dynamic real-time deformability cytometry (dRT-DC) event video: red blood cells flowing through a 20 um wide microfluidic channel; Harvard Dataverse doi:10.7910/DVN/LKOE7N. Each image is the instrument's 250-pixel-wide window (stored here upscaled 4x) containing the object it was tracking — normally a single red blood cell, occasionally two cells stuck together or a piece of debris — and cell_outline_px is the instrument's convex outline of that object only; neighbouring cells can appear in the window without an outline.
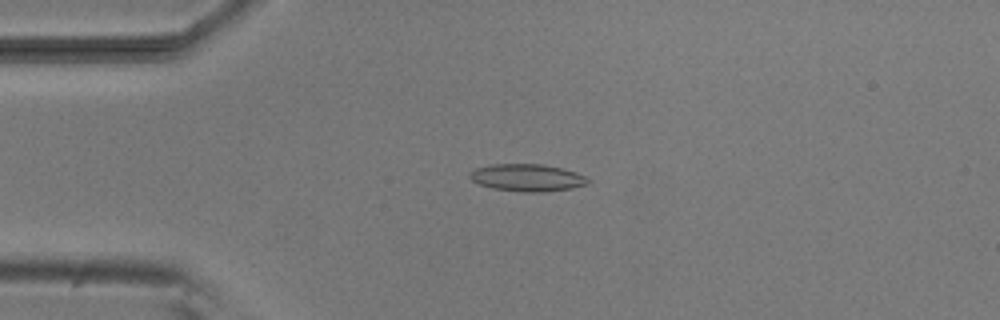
{"species": "common noctule bat (a hibernating species)", "species_latin": "Nyctalus noctula", "temperature_condition": "room temperature", "stored_images_in_passage": 51, "camera_frame_rate_fps": 3000, "um_per_image_px": 0.085, "animal": {"sex": "male", "body_mass_g": 20.5, "forearm_length_mm": 52.5}, "frame": {"image": 1, "passage_image": 11, "time_ms": 3.333, "image_size_px": [1000, 320], "cell_outline_px": [[592, 180], [588, 184], [572, 188], [544, 192], [524, 192], [492, 188], [480, 184], [472, 180], [468, 176], [468, 172], [476, 168], [492, 164], [544, 164], [564, 168], [576, 172]], "centroid_in_image_um": [44.83, 15.09], "position_along_channel_um": 40.2, "area_um2": 18.96}}
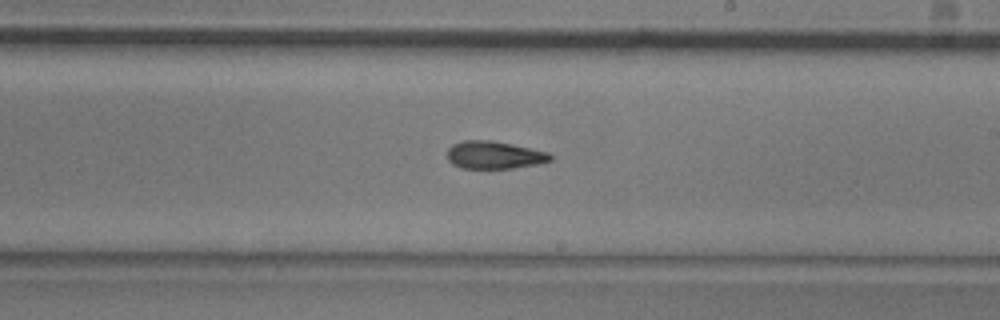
{"frame": {"image": 2, "passage_image": 29, "time_ms": 9.333, "image_size_px": [1000, 320], "cell_outline_px": [[552, 160], [540, 164], [512, 168], [460, 168], [452, 164], [448, 160], [448, 148], [452, 144], [460, 140], [492, 140], [532, 148], [548, 152], [552, 156]], "centroid_in_image_um": [42.01, 13.17], "position_along_channel_um": 247.0, "area_um2": 16.82}}
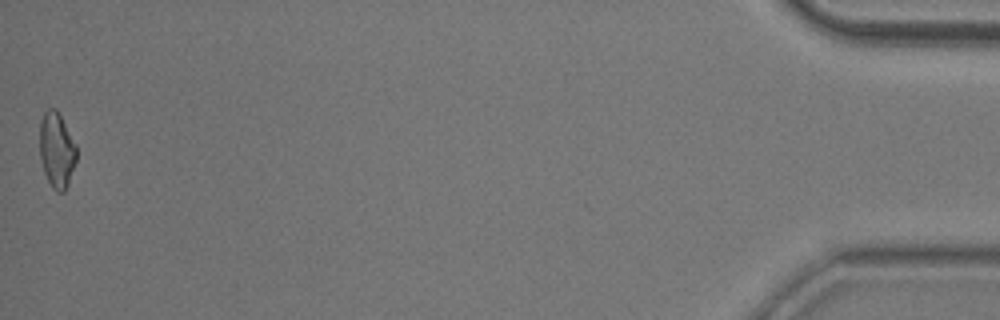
{"frame": {"image": 3, "passage_image": 51, "time_ms": 16.667, "image_size_px": [1000, 320], "cell_outline_px": [[76, 160], [68, 184], [64, 192], [56, 192], [52, 188], [44, 172], [40, 156], [40, 120], [44, 112], [48, 108], [56, 108], [76, 144]], "centroid_in_image_um": [4.81, 12.75], "position_along_channel_um": 430.4, "area_um2": 16.13}, "authors_computed_cell_mechanics": {"area_um2": 17.051, "velocity_mm_per_s": 3.846, "shape_relaxation_time_tau1_ms": 8.1861, "shape_relaxation_time_tau2_ms": 3.5817, "deformation_change_tau1": 0.1851, "deformation_change_tau2": 0.1151}}